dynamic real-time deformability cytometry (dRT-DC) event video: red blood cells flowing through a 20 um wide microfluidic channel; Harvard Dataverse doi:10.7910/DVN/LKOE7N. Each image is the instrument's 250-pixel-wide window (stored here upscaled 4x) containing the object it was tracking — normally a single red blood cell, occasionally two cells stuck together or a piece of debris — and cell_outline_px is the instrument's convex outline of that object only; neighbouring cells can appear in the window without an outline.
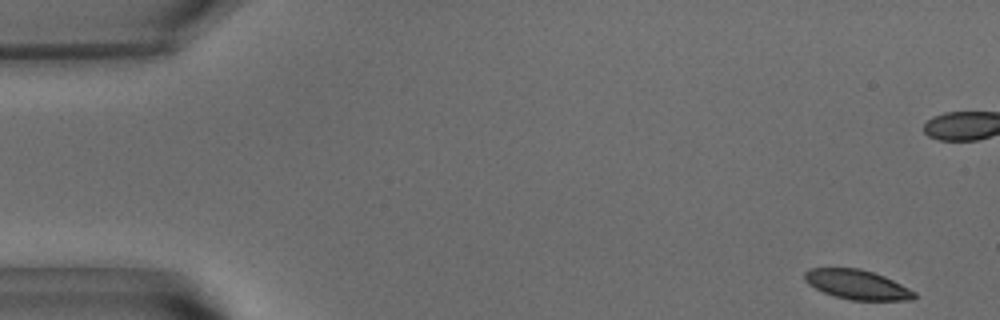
{"species": "common noctule bat (a hibernating species)", "species_latin": "Nyctalus noctula", "temperature_condition": "warm", "stored_images_in_passage": 10, "camera_frame_rate_fps": 3000, "um_per_image_px": 0.085, "animal": {"sex": "male", "body_mass_g": 15.6}, "frame": {"image": 1, "passage_image": 2, "time_ms": 0.333, "image_size_px": [1000, 320], "cell_outline_px": [[916, 296], [912, 300], [852, 300], [832, 296], [808, 284], [804, 280], [804, 272], [812, 268], [860, 268], [884, 276], [916, 292]], "centroid_in_image_um": [72.84, 24.19], "position_along_channel_um": 12.2, "area_um2": 18.79}}